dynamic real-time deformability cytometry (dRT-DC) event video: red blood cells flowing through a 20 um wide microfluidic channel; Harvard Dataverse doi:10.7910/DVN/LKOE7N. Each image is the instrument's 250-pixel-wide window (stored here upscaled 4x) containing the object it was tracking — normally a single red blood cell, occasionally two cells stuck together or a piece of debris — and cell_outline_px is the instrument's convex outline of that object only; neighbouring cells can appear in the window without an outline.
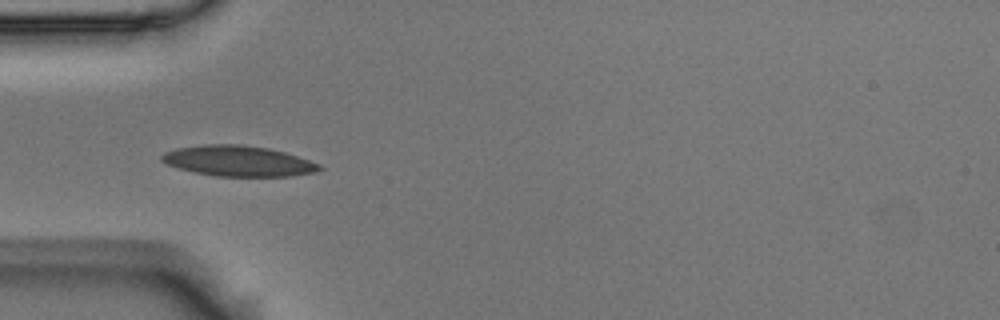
{"species": "Egyptian fruit bat (a non-hibernating species)", "species_latin": "Rousettus aegyptiacus", "temperature_condition": "room temperature", "stored_images_in_passage": 40, "camera_frame_rate_fps": 3000, "um_per_image_px": 0.085, "animal": {"sex": "male"}, "frame": {"image": 1, "passage_image": 1, "time_ms": 0.0, "image_size_px": [1000, 320], "cell_outline_px": [[324, 168], [312, 172], [292, 176], [216, 176], [196, 172], [180, 168], [168, 164], [160, 160], [160, 156], [164, 152], [176, 148], [204, 144], [236, 144], [268, 148], [284, 152], [320, 164]], "centroid_in_image_um": [20.23, 13.68], "position_along_channel_um": 64.8, "area_um2": 27.8}}
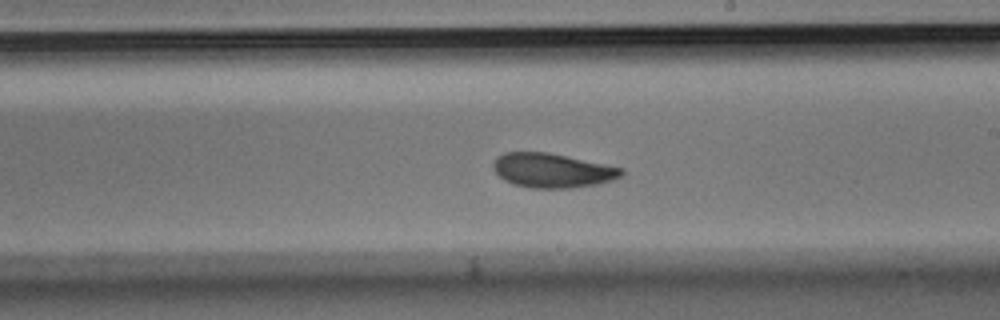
{"frame": {"image": 2, "passage_image": 16, "time_ms": 5.0, "image_size_px": [1000, 320], "cell_outline_px": [[624, 172], [620, 176], [612, 180], [596, 184], [572, 188], [532, 188], [512, 184], [504, 180], [496, 172], [492, 164], [496, 156], [504, 152], [548, 152], [624, 168]], "centroid_in_image_um": [46.92, 14.48], "position_along_channel_um": 242.1, "area_um2": 25.66}}
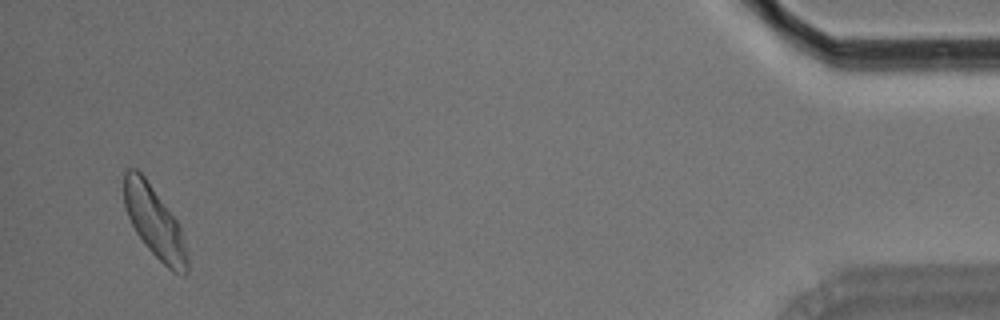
{"frame": {"image": 3, "passage_image": 38, "time_ms": 12.333, "image_size_px": [1000, 320], "cell_outline_px": [[188, 272], [184, 276], [172, 272], [144, 244], [136, 232], [128, 216], [124, 204], [124, 172], [128, 168], [136, 168], [144, 176], [176, 220], [180, 228], [188, 256]], "centroid_in_image_um": [13.13, 18.9], "position_along_channel_um": 422.1, "area_um2": 25.84}, "authors_computed_cell_mechanics": {"area_um2": 25.5476, "velocity_mm_per_s": 3.5532, "shape_relaxation_time_tau1_ms": 3.9208, "shape_relaxation_time_tau2_ms": 2.1244, "deformation_change_tau1": 0.1203, "deformation_change_tau2": 0.0719}}